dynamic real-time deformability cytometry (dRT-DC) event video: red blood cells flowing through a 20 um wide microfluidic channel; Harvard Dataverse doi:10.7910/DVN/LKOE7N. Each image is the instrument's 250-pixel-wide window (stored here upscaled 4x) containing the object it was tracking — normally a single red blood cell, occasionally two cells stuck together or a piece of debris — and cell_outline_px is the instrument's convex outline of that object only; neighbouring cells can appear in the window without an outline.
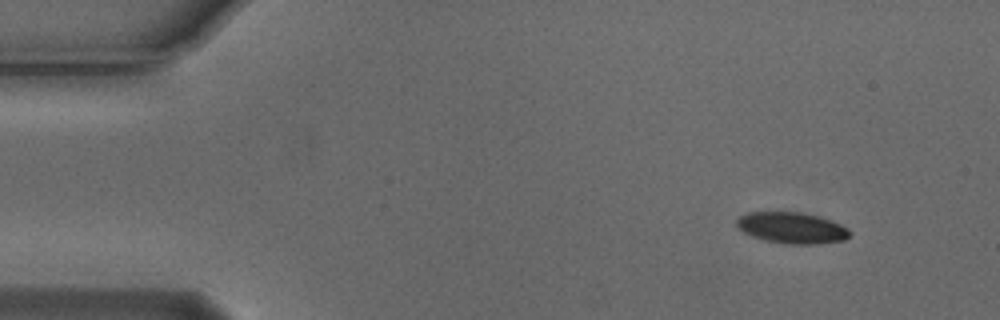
{"species": "Egyptian fruit bat (a non-hibernating species)", "species_latin": "Rousettus aegyptiacus", "temperature_condition": "cold", "stored_images_in_passage": 5, "camera_frame_rate_fps": 3000, "um_per_image_px": 0.085, "animal": {"sex": "male"}, "frame": {"image": 1, "passage_image": 1, "time_ms": 0.0, "image_size_px": [1000, 320], "cell_outline_px": [[852, 232], [844, 240], [820, 244], [784, 244], [764, 240], [752, 236], [736, 228], [736, 220], [740, 216], [748, 212], [800, 212], [820, 216], [832, 220], [848, 228]], "centroid_in_image_um": [67.31, 19.37], "position_along_channel_um": 17.7, "area_um2": 20.81}}
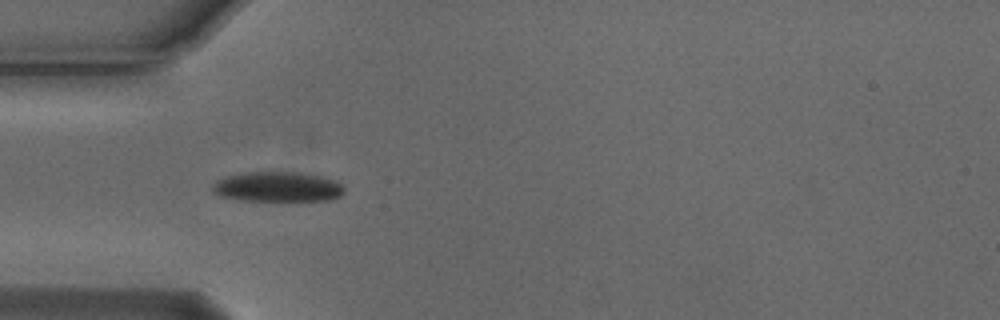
{"frame": {"image": 2, "passage_image": 4, "time_ms": 1.0, "image_size_px": [1000, 320], "cell_outline_px": [[344, 192], [340, 196], [328, 200], [240, 200], [220, 196], [212, 192], [212, 188], [216, 180], [228, 176], [248, 172], [300, 172], [320, 176], [332, 180], [340, 184], [344, 188]], "centroid_in_image_um": [23.57, 15.88], "position_along_channel_um": 61.4, "area_um2": 22.77}}
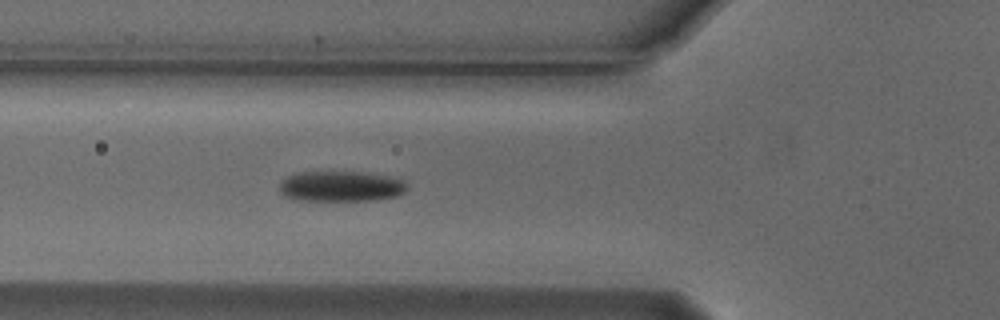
{"frame": {"image": 3, "passage_image": 5, "time_ms": 1.333, "image_size_px": [1000, 320], "cell_outline_px": [[408, 188], [400, 196], [376, 200], [304, 200], [284, 196], [280, 192], [280, 184], [288, 176], [300, 172], [360, 172], [388, 176], [404, 180], [408, 184]], "centroid_in_image_um": [29.05, 15.84], "position_along_channel_um": 96.7, "area_um2": 22.6}}